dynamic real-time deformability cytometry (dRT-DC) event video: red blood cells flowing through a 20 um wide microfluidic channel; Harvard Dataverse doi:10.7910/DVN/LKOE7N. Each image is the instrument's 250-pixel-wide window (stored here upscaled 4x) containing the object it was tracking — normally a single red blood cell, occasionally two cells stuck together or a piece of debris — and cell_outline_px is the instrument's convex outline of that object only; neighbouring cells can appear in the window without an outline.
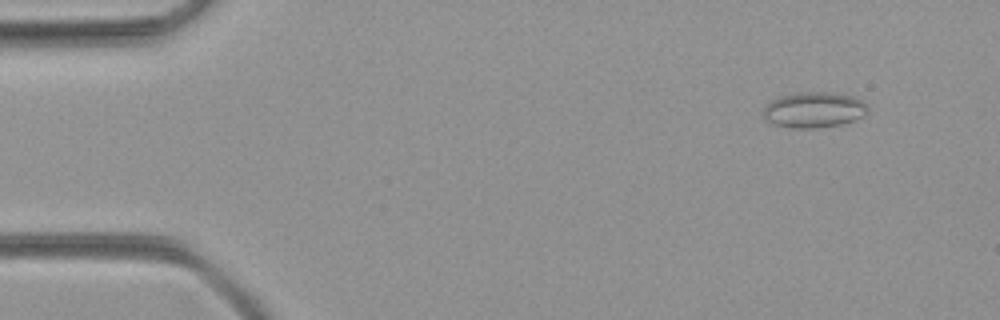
{"species": "common noctule bat (a hibernating species)", "species_latin": "Nyctalus noctula", "temperature_condition": "room temperature", "stored_images_in_passage": 48, "camera_frame_rate_fps": 3000, "um_per_image_px": 0.085, "animal": {"sex": "female", "body_mass_g": 21.9}, "frame": {"image": 1, "passage_image": 3, "time_ms": 0.667, "image_size_px": [1000, 320], "cell_outline_px": [[868, 112], [864, 116], [840, 124], [816, 128], [792, 128], [776, 124], [764, 120], [764, 108], [772, 100], [780, 96], [800, 92], [828, 92], [852, 96], [864, 100], [868, 104]], "centroid_in_image_um": [69.22, 9.33], "position_along_channel_um": 15.8, "area_um2": 21.68}}
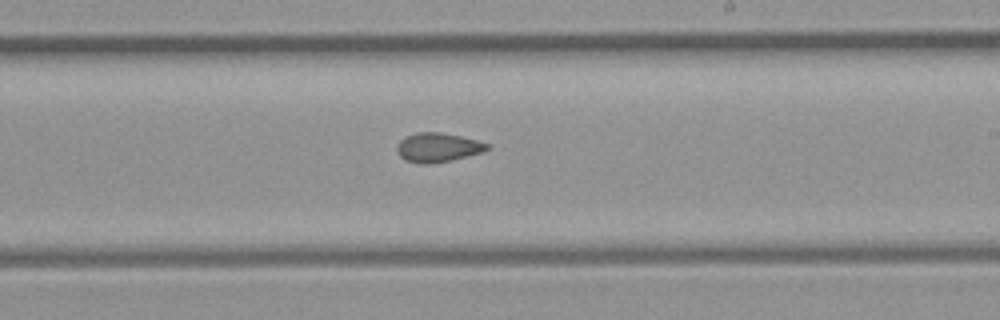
{"frame": {"image": 2, "passage_image": 28, "time_ms": 9.0, "image_size_px": [1000, 320], "cell_outline_px": [[488, 148], [484, 152], [452, 160], [428, 164], [420, 164], [404, 160], [400, 156], [396, 148], [396, 144], [400, 140], [416, 132], [440, 132], [460, 136], [476, 140], [488, 144]], "centroid_in_image_um": [37.19, 12.54], "position_along_channel_um": 251.8, "area_um2": 15.32}}
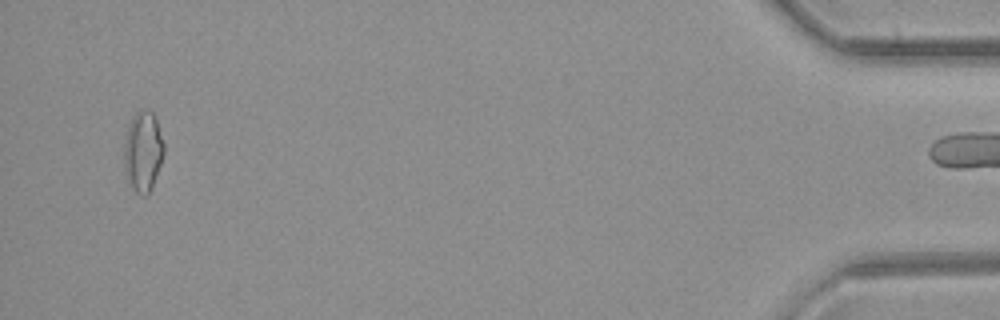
{"frame": {"image": 3, "passage_image": 47, "time_ms": 15.333, "image_size_px": [1000, 320], "cell_outline_px": [[164, 152], [160, 164], [152, 184], [148, 192], [144, 196], [136, 192], [128, 184], [124, 164], [124, 144], [128, 124], [132, 116], [140, 108], [152, 112], [156, 120], [164, 144]], "centroid_in_image_um": [12.13, 12.83], "position_along_channel_um": 423.1, "area_um2": 18.44}}